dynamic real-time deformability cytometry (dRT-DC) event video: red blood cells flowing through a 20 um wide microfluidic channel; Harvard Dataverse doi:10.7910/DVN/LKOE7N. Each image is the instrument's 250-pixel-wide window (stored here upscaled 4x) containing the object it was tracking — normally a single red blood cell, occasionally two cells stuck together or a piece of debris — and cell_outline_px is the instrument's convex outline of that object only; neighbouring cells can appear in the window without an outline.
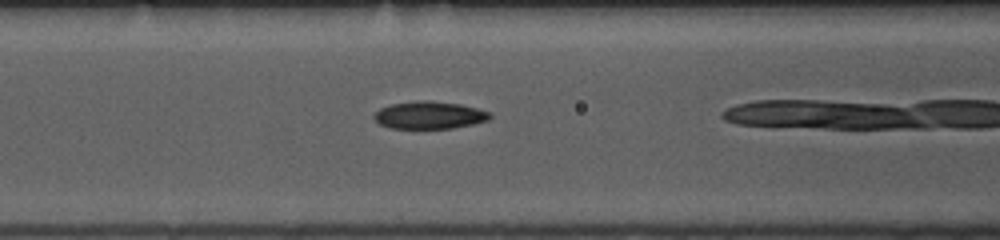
{"species": "common noctule bat (a hibernating species)", "species_latin": "Nyctalus noctula", "temperature_condition": "room temperature", "stored_images_in_passage": 37, "camera_frame_rate_fps": 3000, "um_per_image_px": 0.085, "animal": {"sex": "female", "body_mass_g": 10.0, "forearm_length_mm": 53.1}, "frame": {"image": 1, "passage_image": 17, "time_ms": 5.333, "image_size_px": [1000, 240], "cell_outline_px": [[492, 116], [488, 120], [472, 124], [452, 128], [388, 128], [380, 124], [372, 116], [380, 108], [392, 104], [424, 100], [428, 100], [460, 104], [476, 108], [488, 112]], "centroid_in_image_um": [36.48, 9.79], "position_along_channel_um": 130.1, "area_um2": 18.32}}
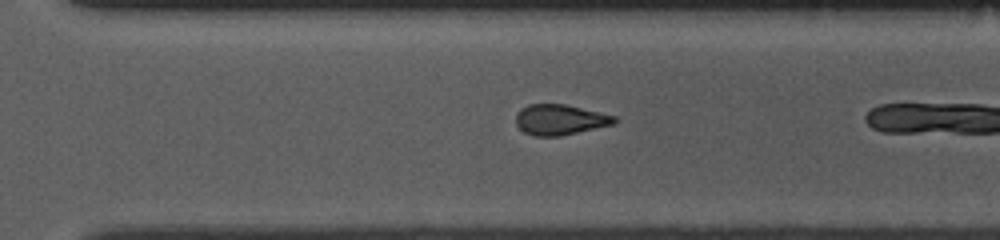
{"frame": {"image": 2, "passage_image": 32, "time_ms": 10.333, "image_size_px": [1000, 240], "cell_outline_px": [[620, 120], [616, 124], [560, 136], [536, 136], [524, 132], [516, 124], [516, 112], [520, 108], [528, 104], [564, 104], [600, 112], [616, 116]], "centroid_in_image_um": [47.63, 10.17], "position_along_channel_um": 323.0, "area_um2": 17.69}}
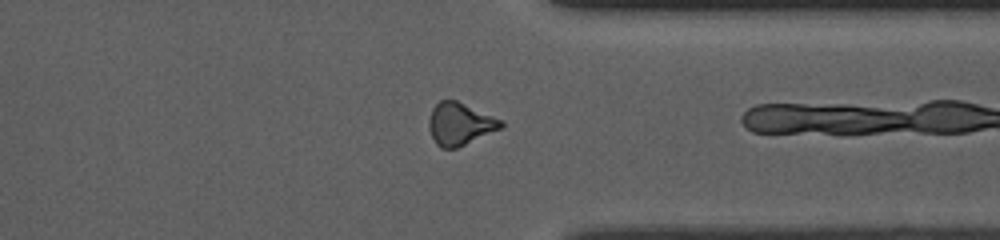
{"frame": {"image": 3, "passage_image": 36, "time_ms": 11.667, "image_size_px": [1000, 240], "cell_outline_px": [[504, 128], [456, 148], [440, 148], [436, 144], [428, 128], [428, 120], [432, 108], [440, 100], [456, 100], [504, 120]], "centroid_in_image_um": [39.12, 10.53], "position_along_channel_um": 372.3, "area_um2": 18.03}}